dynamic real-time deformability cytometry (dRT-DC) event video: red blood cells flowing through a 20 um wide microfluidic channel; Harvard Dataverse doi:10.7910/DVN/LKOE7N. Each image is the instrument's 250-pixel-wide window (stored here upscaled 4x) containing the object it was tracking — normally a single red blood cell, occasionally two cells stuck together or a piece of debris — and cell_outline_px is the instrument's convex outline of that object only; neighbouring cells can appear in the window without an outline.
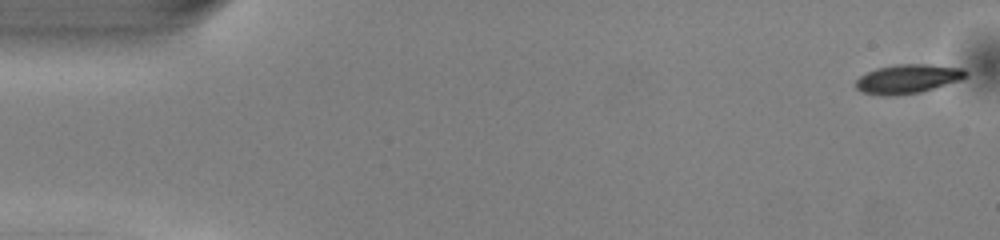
{"species": "common noctule bat (a hibernating species)", "species_latin": "Nyctalus noctula", "temperature_condition": "warm", "stored_images_in_passage": 50, "camera_frame_rate_fps": 3000, "um_per_image_px": 0.085, "animal": {"sex": "male", "body_mass_g": 13.0, "forearm_length_mm": 53.1}, "frame": {"image": 1, "passage_image": 1, "time_ms": 0.0, "image_size_px": [1000, 240], "cell_outline_px": [[968, 76], [960, 80], [920, 92], [888, 96], [884, 96], [860, 92], [856, 88], [856, 80], [860, 76], [876, 68], [896, 64], [932, 64], [964, 68], [968, 72]], "centroid_in_image_um": [77.17, 6.69], "position_along_channel_um": 7.8, "area_um2": 18.73}}
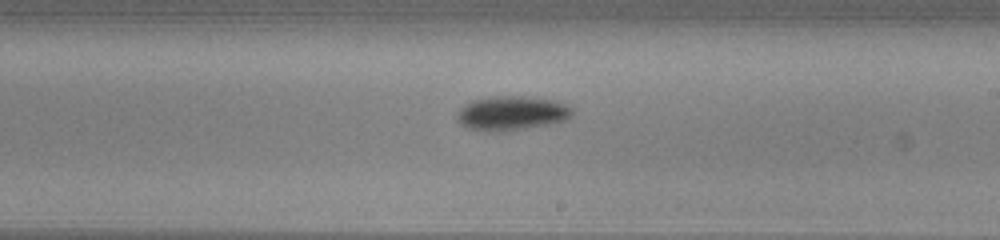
{"frame": {"image": 2, "passage_image": 29, "time_ms": 9.333, "image_size_px": [1000, 240], "cell_outline_px": [[572, 116], [568, 120], [548, 124], [504, 132], [488, 132], [468, 128], [460, 124], [456, 120], [456, 116], [460, 108], [464, 104], [472, 100], [496, 96], [524, 96], [556, 100], [572, 108]], "centroid_in_image_um": [43.47, 9.63], "position_along_channel_um": 245.5, "area_um2": 23.29}}
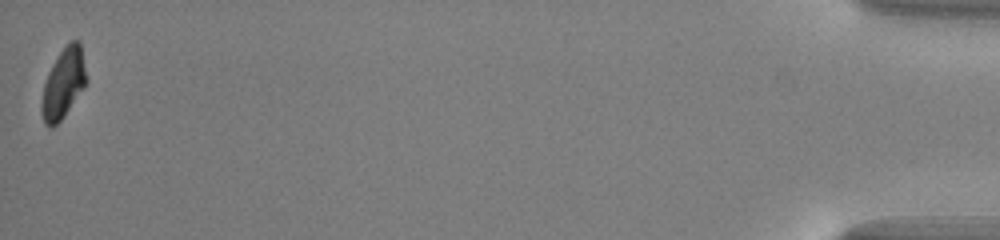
{"frame": {"image": 3, "passage_image": 50, "time_ms": 16.333, "image_size_px": [1000, 240], "cell_outline_px": [[88, 80], [84, 88], [64, 116], [52, 128], [48, 128], [44, 124], [40, 112], [40, 104], [44, 84], [48, 72], [52, 64], [68, 40], [80, 40]], "centroid_in_image_um": [5.38, 7.09], "position_along_channel_um": 429.8, "area_um2": 18.61}, "authors_computed_cell_mechanics": {"area_um2": 19.652, "velocity_mm_per_s": 4.0853, "shape_relaxation_time_tau1_ms": 1.6684, "shape_relaxation_time_tau2_ms": null, "deformation_change_tau1": 0.1119, "deformation_change_tau2": null}}